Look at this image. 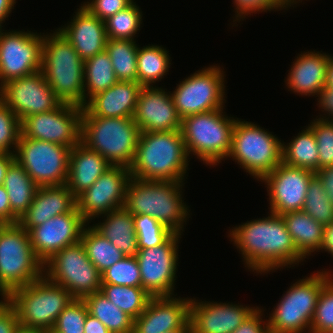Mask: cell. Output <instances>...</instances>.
Listing matches in <instances>:
<instances>
[{
    "label": "cell",
    "mask_w": 333,
    "mask_h": 333,
    "mask_svg": "<svg viewBox=\"0 0 333 333\" xmlns=\"http://www.w3.org/2000/svg\"><path fill=\"white\" fill-rule=\"evenodd\" d=\"M142 10L133 2L127 8L117 12L105 20V29L108 39L135 40L142 27Z\"/></svg>",
    "instance_id": "cell-39"
},
{
    "label": "cell",
    "mask_w": 333,
    "mask_h": 333,
    "mask_svg": "<svg viewBox=\"0 0 333 333\" xmlns=\"http://www.w3.org/2000/svg\"><path fill=\"white\" fill-rule=\"evenodd\" d=\"M138 249L153 248L166 243L175 233L147 214L133 215Z\"/></svg>",
    "instance_id": "cell-41"
},
{
    "label": "cell",
    "mask_w": 333,
    "mask_h": 333,
    "mask_svg": "<svg viewBox=\"0 0 333 333\" xmlns=\"http://www.w3.org/2000/svg\"><path fill=\"white\" fill-rule=\"evenodd\" d=\"M258 307L232 302H212L192 299L190 323L192 333H233Z\"/></svg>",
    "instance_id": "cell-22"
},
{
    "label": "cell",
    "mask_w": 333,
    "mask_h": 333,
    "mask_svg": "<svg viewBox=\"0 0 333 333\" xmlns=\"http://www.w3.org/2000/svg\"><path fill=\"white\" fill-rule=\"evenodd\" d=\"M232 228L228 237L239 249L245 267L254 274L264 275L305 261L281 215L270 212L268 217L252 219Z\"/></svg>",
    "instance_id": "cell-1"
},
{
    "label": "cell",
    "mask_w": 333,
    "mask_h": 333,
    "mask_svg": "<svg viewBox=\"0 0 333 333\" xmlns=\"http://www.w3.org/2000/svg\"><path fill=\"white\" fill-rule=\"evenodd\" d=\"M140 132L132 117L92 116L83 108L81 143L99 153L112 166L131 167Z\"/></svg>",
    "instance_id": "cell-5"
},
{
    "label": "cell",
    "mask_w": 333,
    "mask_h": 333,
    "mask_svg": "<svg viewBox=\"0 0 333 333\" xmlns=\"http://www.w3.org/2000/svg\"><path fill=\"white\" fill-rule=\"evenodd\" d=\"M20 136L21 120L0 99V153L15 154Z\"/></svg>",
    "instance_id": "cell-43"
},
{
    "label": "cell",
    "mask_w": 333,
    "mask_h": 333,
    "mask_svg": "<svg viewBox=\"0 0 333 333\" xmlns=\"http://www.w3.org/2000/svg\"><path fill=\"white\" fill-rule=\"evenodd\" d=\"M167 333H192V326L190 320L181 329L170 331Z\"/></svg>",
    "instance_id": "cell-59"
},
{
    "label": "cell",
    "mask_w": 333,
    "mask_h": 333,
    "mask_svg": "<svg viewBox=\"0 0 333 333\" xmlns=\"http://www.w3.org/2000/svg\"><path fill=\"white\" fill-rule=\"evenodd\" d=\"M158 86L141 87L133 119L141 132L181 130L171 91Z\"/></svg>",
    "instance_id": "cell-21"
},
{
    "label": "cell",
    "mask_w": 333,
    "mask_h": 333,
    "mask_svg": "<svg viewBox=\"0 0 333 333\" xmlns=\"http://www.w3.org/2000/svg\"><path fill=\"white\" fill-rule=\"evenodd\" d=\"M41 71L61 103L85 107L84 61L58 29L43 33Z\"/></svg>",
    "instance_id": "cell-4"
},
{
    "label": "cell",
    "mask_w": 333,
    "mask_h": 333,
    "mask_svg": "<svg viewBox=\"0 0 333 333\" xmlns=\"http://www.w3.org/2000/svg\"><path fill=\"white\" fill-rule=\"evenodd\" d=\"M141 87L138 82L118 81L93 96L84 109L92 116L133 117Z\"/></svg>",
    "instance_id": "cell-27"
},
{
    "label": "cell",
    "mask_w": 333,
    "mask_h": 333,
    "mask_svg": "<svg viewBox=\"0 0 333 333\" xmlns=\"http://www.w3.org/2000/svg\"><path fill=\"white\" fill-rule=\"evenodd\" d=\"M189 159L181 130L140 132L129 169L139 180L184 182Z\"/></svg>",
    "instance_id": "cell-2"
},
{
    "label": "cell",
    "mask_w": 333,
    "mask_h": 333,
    "mask_svg": "<svg viewBox=\"0 0 333 333\" xmlns=\"http://www.w3.org/2000/svg\"><path fill=\"white\" fill-rule=\"evenodd\" d=\"M75 206L76 198L66 184L39 187L18 223L29 232L50 218L70 212Z\"/></svg>",
    "instance_id": "cell-26"
},
{
    "label": "cell",
    "mask_w": 333,
    "mask_h": 333,
    "mask_svg": "<svg viewBox=\"0 0 333 333\" xmlns=\"http://www.w3.org/2000/svg\"><path fill=\"white\" fill-rule=\"evenodd\" d=\"M111 166L96 151L89 149L81 142L76 144L71 148L69 155L68 178L66 181L69 191L77 198Z\"/></svg>",
    "instance_id": "cell-28"
},
{
    "label": "cell",
    "mask_w": 333,
    "mask_h": 333,
    "mask_svg": "<svg viewBox=\"0 0 333 333\" xmlns=\"http://www.w3.org/2000/svg\"><path fill=\"white\" fill-rule=\"evenodd\" d=\"M82 115V107L61 103L52 111L24 118L21 135L73 148L81 142Z\"/></svg>",
    "instance_id": "cell-16"
},
{
    "label": "cell",
    "mask_w": 333,
    "mask_h": 333,
    "mask_svg": "<svg viewBox=\"0 0 333 333\" xmlns=\"http://www.w3.org/2000/svg\"><path fill=\"white\" fill-rule=\"evenodd\" d=\"M152 297L134 319L133 333H167L181 329L190 320L191 298Z\"/></svg>",
    "instance_id": "cell-23"
},
{
    "label": "cell",
    "mask_w": 333,
    "mask_h": 333,
    "mask_svg": "<svg viewBox=\"0 0 333 333\" xmlns=\"http://www.w3.org/2000/svg\"><path fill=\"white\" fill-rule=\"evenodd\" d=\"M321 333H333V330L332 331H324V332H321Z\"/></svg>",
    "instance_id": "cell-64"
},
{
    "label": "cell",
    "mask_w": 333,
    "mask_h": 333,
    "mask_svg": "<svg viewBox=\"0 0 333 333\" xmlns=\"http://www.w3.org/2000/svg\"><path fill=\"white\" fill-rule=\"evenodd\" d=\"M86 225L75 206L70 212L33 227L28 233L36 257L44 264L64 247L79 242Z\"/></svg>",
    "instance_id": "cell-20"
},
{
    "label": "cell",
    "mask_w": 333,
    "mask_h": 333,
    "mask_svg": "<svg viewBox=\"0 0 333 333\" xmlns=\"http://www.w3.org/2000/svg\"><path fill=\"white\" fill-rule=\"evenodd\" d=\"M183 182L144 181L131 178L124 207L132 215L147 214L175 234H183L189 207L183 200Z\"/></svg>",
    "instance_id": "cell-3"
},
{
    "label": "cell",
    "mask_w": 333,
    "mask_h": 333,
    "mask_svg": "<svg viewBox=\"0 0 333 333\" xmlns=\"http://www.w3.org/2000/svg\"><path fill=\"white\" fill-rule=\"evenodd\" d=\"M302 210L323 226L333 222V204L316 175L309 181Z\"/></svg>",
    "instance_id": "cell-40"
},
{
    "label": "cell",
    "mask_w": 333,
    "mask_h": 333,
    "mask_svg": "<svg viewBox=\"0 0 333 333\" xmlns=\"http://www.w3.org/2000/svg\"><path fill=\"white\" fill-rule=\"evenodd\" d=\"M0 99L21 121L27 116L52 111L61 104L41 70L1 86Z\"/></svg>",
    "instance_id": "cell-18"
},
{
    "label": "cell",
    "mask_w": 333,
    "mask_h": 333,
    "mask_svg": "<svg viewBox=\"0 0 333 333\" xmlns=\"http://www.w3.org/2000/svg\"><path fill=\"white\" fill-rule=\"evenodd\" d=\"M237 118L228 155L260 181L282 162V140L256 123Z\"/></svg>",
    "instance_id": "cell-9"
},
{
    "label": "cell",
    "mask_w": 333,
    "mask_h": 333,
    "mask_svg": "<svg viewBox=\"0 0 333 333\" xmlns=\"http://www.w3.org/2000/svg\"><path fill=\"white\" fill-rule=\"evenodd\" d=\"M316 138L319 152V170L333 166V120L315 118L308 124Z\"/></svg>",
    "instance_id": "cell-46"
},
{
    "label": "cell",
    "mask_w": 333,
    "mask_h": 333,
    "mask_svg": "<svg viewBox=\"0 0 333 333\" xmlns=\"http://www.w3.org/2000/svg\"><path fill=\"white\" fill-rule=\"evenodd\" d=\"M101 283L142 287L140 267L135 256H125L101 273Z\"/></svg>",
    "instance_id": "cell-42"
},
{
    "label": "cell",
    "mask_w": 333,
    "mask_h": 333,
    "mask_svg": "<svg viewBox=\"0 0 333 333\" xmlns=\"http://www.w3.org/2000/svg\"><path fill=\"white\" fill-rule=\"evenodd\" d=\"M3 186L9 197L12 224H17L27 212L39 186L16 160L9 165Z\"/></svg>",
    "instance_id": "cell-31"
},
{
    "label": "cell",
    "mask_w": 333,
    "mask_h": 333,
    "mask_svg": "<svg viewBox=\"0 0 333 333\" xmlns=\"http://www.w3.org/2000/svg\"><path fill=\"white\" fill-rule=\"evenodd\" d=\"M16 2V0H0V29L4 27L2 24L8 19Z\"/></svg>",
    "instance_id": "cell-56"
},
{
    "label": "cell",
    "mask_w": 333,
    "mask_h": 333,
    "mask_svg": "<svg viewBox=\"0 0 333 333\" xmlns=\"http://www.w3.org/2000/svg\"><path fill=\"white\" fill-rule=\"evenodd\" d=\"M43 275L65 288L74 299H84L101 288V273L89 260L81 240L47 260L43 264Z\"/></svg>",
    "instance_id": "cell-11"
},
{
    "label": "cell",
    "mask_w": 333,
    "mask_h": 333,
    "mask_svg": "<svg viewBox=\"0 0 333 333\" xmlns=\"http://www.w3.org/2000/svg\"><path fill=\"white\" fill-rule=\"evenodd\" d=\"M43 276V263L36 257L28 231L19 223L7 224L0 233V296Z\"/></svg>",
    "instance_id": "cell-10"
},
{
    "label": "cell",
    "mask_w": 333,
    "mask_h": 333,
    "mask_svg": "<svg viewBox=\"0 0 333 333\" xmlns=\"http://www.w3.org/2000/svg\"><path fill=\"white\" fill-rule=\"evenodd\" d=\"M5 299L14 308L20 328L50 330L59 314L73 301L70 292L44 275L11 291Z\"/></svg>",
    "instance_id": "cell-6"
},
{
    "label": "cell",
    "mask_w": 333,
    "mask_h": 333,
    "mask_svg": "<svg viewBox=\"0 0 333 333\" xmlns=\"http://www.w3.org/2000/svg\"><path fill=\"white\" fill-rule=\"evenodd\" d=\"M118 82L109 54L105 51L84 61L85 105L96 94Z\"/></svg>",
    "instance_id": "cell-35"
},
{
    "label": "cell",
    "mask_w": 333,
    "mask_h": 333,
    "mask_svg": "<svg viewBox=\"0 0 333 333\" xmlns=\"http://www.w3.org/2000/svg\"><path fill=\"white\" fill-rule=\"evenodd\" d=\"M40 333H56V332L53 331L52 329H50V330H43V331H40Z\"/></svg>",
    "instance_id": "cell-63"
},
{
    "label": "cell",
    "mask_w": 333,
    "mask_h": 333,
    "mask_svg": "<svg viewBox=\"0 0 333 333\" xmlns=\"http://www.w3.org/2000/svg\"><path fill=\"white\" fill-rule=\"evenodd\" d=\"M313 171L281 162L260 181L267 187L269 211L277 215L302 210Z\"/></svg>",
    "instance_id": "cell-19"
},
{
    "label": "cell",
    "mask_w": 333,
    "mask_h": 333,
    "mask_svg": "<svg viewBox=\"0 0 333 333\" xmlns=\"http://www.w3.org/2000/svg\"><path fill=\"white\" fill-rule=\"evenodd\" d=\"M100 292L133 319L137 318L145 310L152 298L142 287L108 283H101Z\"/></svg>",
    "instance_id": "cell-38"
},
{
    "label": "cell",
    "mask_w": 333,
    "mask_h": 333,
    "mask_svg": "<svg viewBox=\"0 0 333 333\" xmlns=\"http://www.w3.org/2000/svg\"><path fill=\"white\" fill-rule=\"evenodd\" d=\"M84 333H112L107 327L99 321L96 317L87 313L84 323Z\"/></svg>",
    "instance_id": "cell-54"
},
{
    "label": "cell",
    "mask_w": 333,
    "mask_h": 333,
    "mask_svg": "<svg viewBox=\"0 0 333 333\" xmlns=\"http://www.w3.org/2000/svg\"><path fill=\"white\" fill-rule=\"evenodd\" d=\"M219 65L202 68L186 77L171 92L181 119L225 106V74Z\"/></svg>",
    "instance_id": "cell-12"
},
{
    "label": "cell",
    "mask_w": 333,
    "mask_h": 333,
    "mask_svg": "<svg viewBox=\"0 0 333 333\" xmlns=\"http://www.w3.org/2000/svg\"><path fill=\"white\" fill-rule=\"evenodd\" d=\"M6 225H7L6 223L0 221V233H1L2 229H3Z\"/></svg>",
    "instance_id": "cell-62"
},
{
    "label": "cell",
    "mask_w": 333,
    "mask_h": 333,
    "mask_svg": "<svg viewBox=\"0 0 333 333\" xmlns=\"http://www.w3.org/2000/svg\"><path fill=\"white\" fill-rule=\"evenodd\" d=\"M71 148L20 136L15 160L39 186H59L68 178Z\"/></svg>",
    "instance_id": "cell-13"
},
{
    "label": "cell",
    "mask_w": 333,
    "mask_h": 333,
    "mask_svg": "<svg viewBox=\"0 0 333 333\" xmlns=\"http://www.w3.org/2000/svg\"><path fill=\"white\" fill-rule=\"evenodd\" d=\"M67 25L57 28L70 41L83 61L105 51L107 33L105 22L79 6Z\"/></svg>",
    "instance_id": "cell-24"
},
{
    "label": "cell",
    "mask_w": 333,
    "mask_h": 333,
    "mask_svg": "<svg viewBox=\"0 0 333 333\" xmlns=\"http://www.w3.org/2000/svg\"><path fill=\"white\" fill-rule=\"evenodd\" d=\"M264 311L258 307L233 333H270L267 319L263 320Z\"/></svg>",
    "instance_id": "cell-50"
},
{
    "label": "cell",
    "mask_w": 333,
    "mask_h": 333,
    "mask_svg": "<svg viewBox=\"0 0 333 333\" xmlns=\"http://www.w3.org/2000/svg\"><path fill=\"white\" fill-rule=\"evenodd\" d=\"M138 47L135 40H107L105 50L109 54L118 81L137 82Z\"/></svg>",
    "instance_id": "cell-36"
},
{
    "label": "cell",
    "mask_w": 333,
    "mask_h": 333,
    "mask_svg": "<svg viewBox=\"0 0 333 333\" xmlns=\"http://www.w3.org/2000/svg\"><path fill=\"white\" fill-rule=\"evenodd\" d=\"M81 242L89 260L100 273L126 256L89 224L82 231Z\"/></svg>",
    "instance_id": "cell-37"
},
{
    "label": "cell",
    "mask_w": 333,
    "mask_h": 333,
    "mask_svg": "<svg viewBox=\"0 0 333 333\" xmlns=\"http://www.w3.org/2000/svg\"><path fill=\"white\" fill-rule=\"evenodd\" d=\"M81 4L102 21L131 5L134 0H89Z\"/></svg>",
    "instance_id": "cell-48"
},
{
    "label": "cell",
    "mask_w": 333,
    "mask_h": 333,
    "mask_svg": "<svg viewBox=\"0 0 333 333\" xmlns=\"http://www.w3.org/2000/svg\"><path fill=\"white\" fill-rule=\"evenodd\" d=\"M320 250L331 254L333 257V222L324 226L323 242Z\"/></svg>",
    "instance_id": "cell-55"
},
{
    "label": "cell",
    "mask_w": 333,
    "mask_h": 333,
    "mask_svg": "<svg viewBox=\"0 0 333 333\" xmlns=\"http://www.w3.org/2000/svg\"><path fill=\"white\" fill-rule=\"evenodd\" d=\"M235 18L233 17L234 24L246 18V16L253 15L258 12L280 11L287 9L291 5L286 0H234ZM252 13V14H251Z\"/></svg>",
    "instance_id": "cell-47"
},
{
    "label": "cell",
    "mask_w": 333,
    "mask_h": 333,
    "mask_svg": "<svg viewBox=\"0 0 333 333\" xmlns=\"http://www.w3.org/2000/svg\"><path fill=\"white\" fill-rule=\"evenodd\" d=\"M16 333H40V332L36 330L19 328Z\"/></svg>",
    "instance_id": "cell-60"
},
{
    "label": "cell",
    "mask_w": 333,
    "mask_h": 333,
    "mask_svg": "<svg viewBox=\"0 0 333 333\" xmlns=\"http://www.w3.org/2000/svg\"><path fill=\"white\" fill-rule=\"evenodd\" d=\"M14 160V154L0 153V185H3L8 167Z\"/></svg>",
    "instance_id": "cell-57"
},
{
    "label": "cell",
    "mask_w": 333,
    "mask_h": 333,
    "mask_svg": "<svg viewBox=\"0 0 333 333\" xmlns=\"http://www.w3.org/2000/svg\"><path fill=\"white\" fill-rule=\"evenodd\" d=\"M316 98L318 101L317 105L319 109H322L323 115L320 114V119H333V88L324 87ZM327 113V114H326Z\"/></svg>",
    "instance_id": "cell-51"
},
{
    "label": "cell",
    "mask_w": 333,
    "mask_h": 333,
    "mask_svg": "<svg viewBox=\"0 0 333 333\" xmlns=\"http://www.w3.org/2000/svg\"><path fill=\"white\" fill-rule=\"evenodd\" d=\"M223 109L225 107L190 115L181 122L188 156L194 155L210 167L227 159L231 150L232 132L237 118L227 116Z\"/></svg>",
    "instance_id": "cell-7"
},
{
    "label": "cell",
    "mask_w": 333,
    "mask_h": 333,
    "mask_svg": "<svg viewBox=\"0 0 333 333\" xmlns=\"http://www.w3.org/2000/svg\"><path fill=\"white\" fill-rule=\"evenodd\" d=\"M130 169L111 166L97 181L76 198V207L83 220L89 224L95 217L124 207Z\"/></svg>",
    "instance_id": "cell-17"
},
{
    "label": "cell",
    "mask_w": 333,
    "mask_h": 333,
    "mask_svg": "<svg viewBox=\"0 0 333 333\" xmlns=\"http://www.w3.org/2000/svg\"><path fill=\"white\" fill-rule=\"evenodd\" d=\"M328 269L313 272L290 285L269 314L270 333H310L311 321L323 286L333 277Z\"/></svg>",
    "instance_id": "cell-8"
},
{
    "label": "cell",
    "mask_w": 333,
    "mask_h": 333,
    "mask_svg": "<svg viewBox=\"0 0 333 333\" xmlns=\"http://www.w3.org/2000/svg\"><path fill=\"white\" fill-rule=\"evenodd\" d=\"M333 330V277L323 286L311 321L310 333Z\"/></svg>",
    "instance_id": "cell-45"
},
{
    "label": "cell",
    "mask_w": 333,
    "mask_h": 333,
    "mask_svg": "<svg viewBox=\"0 0 333 333\" xmlns=\"http://www.w3.org/2000/svg\"><path fill=\"white\" fill-rule=\"evenodd\" d=\"M291 6H293V5H295V4H297L298 3V5H299V3L300 2H302L303 0H286Z\"/></svg>",
    "instance_id": "cell-61"
},
{
    "label": "cell",
    "mask_w": 333,
    "mask_h": 333,
    "mask_svg": "<svg viewBox=\"0 0 333 333\" xmlns=\"http://www.w3.org/2000/svg\"><path fill=\"white\" fill-rule=\"evenodd\" d=\"M325 86L333 88V56L330 54V59L326 69Z\"/></svg>",
    "instance_id": "cell-58"
},
{
    "label": "cell",
    "mask_w": 333,
    "mask_h": 333,
    "mask_svg": "<svg viewBox=\"0 0 333 333\" xmlns=\"http://www.w3.org/2000/svg\"><path fill=\"white\" fill-rule=\"evenodd\" d=\"M281 216L295 247L304 258H309L315 251L319 252L324 233L322 224L303 210L288 212Z\"/></svg>",
    "instance_id": "cell-30"
},
{
    "label": "cell",
    "mask_w": 333,
    "mask_h": 333,
    "mask_svg": "<svg viewBox=\"0 0 333 333\" xmlns=\"http://www.w3.org/2000/svg\"><path fill=\"white\" fill-rule=\"evenodd\" d=\"M88 313L101 321L112 333H133L134 319L108 300L100 291L83 299Z\"/></svg>",
    "instance_id": "cell-34"
},
{
    "label": "cell",
    "mask_w": 333,
    "mask_h": 333,
    "mask_svg": "<svg viewBox=\"0 0 333 333\" xmlns=\"http://www.w3.org/2000/svg\"><path fill=\"white\" fill-rule=\"evenodd\" d=\"M282 162L294 167L319 170V152L312 128L308 125L290 142L282 141Z\"/></svg>",
    "instance_id": "cell-32"
},
{
    "label": "cell",
    "mask_w": 333,
    "mask_h": 333,
    "mask_svg": "<svg viewBox=\"0 0 333 333\" xmlns=\"http://www.w3.org/2000/svg\"><path fill=\"white\" fill-rule=\"evenodd\" d=\"M6 31L0 29V87L42 69L43 35L28 30Z\"/></svg>",
    "instance_id": "cell-14"
},
{
    "label": "cell",
    "mask_w": 333,
    "mask_h": 333,
    "mask_svg": "<svg viewBox=\"0 0 333 333\" xmlns=\"http://www.w3.org/2000/svg\"><path fill=\"white\" fill-rule=\"evenodd\" d=\"M315 175L321 181L324 190L327 192V196L330 202L333 204V166L324 167L317 172Z\"/></svg>",
    "instance_id": "cell-52"
},
{
    "label": "cell",
    "mask_w": 333,
    "mask_h": 333,
    "mask_svg": "<svg viewBox=\"0 0 333 333\" xmlns=\"http://www.w3.org/2000/svg\"><path fill=\"white\" fill-rule=\"evenodd\" d=\"M0 300V333H16L20 328L14 308L5 298Z\"/></svg>",
    "instance_id": "cell-49"
},
{
    "label": "cell",
    "mask_w": 333,
    "mask_h": 333,
    "mask_svg": "<svg viewBox=\"0 0 333 333\" xmlns=\"http://www.w3.org/2000/svg\"><path fill=\"white\" fill-rule=\"evenodd\" d=\"M0 221L12 224V210L5 187L0 185Z\"/></svg>",
    "instance_id": "cell-53"
},
{
    "label": "cell",
    "mask_w": 333,
    "mask_h": 333,
    "mask_svg": "<svg viewBox=\"0 0 333 333\" xmlns=\"http://www.w3.org/2000/svg\"><path fill=\"white\" fill-rule=\"evenodd\" d=\"M169 51L158 45L138 47L137 82L142 87H151L161 81L170 68Z\"/></svg>",
    "instance_id": "cell-33"
},
{
    "label": "cell",
    "mask_w": 333,
    "mask_h": 333,
    "mask_svg": "<svg viewBox=\"0 0 333 333\" xmlns=\"http://www.w3.org/2000/svg\"><path fill=\"white\" fill-rule=\"evenodd\" d=\"M329 59L330 54L315 50L298 53L284 81L288 91L316 98L325 87Z\"/></svg>",
    "instance_id": "cell-25"
},
{
    "label": "cell",
    "mask_w": 333,
    "mask_h": 333,
    "mask_svg": "<svg viewBox=\"0 0 333 333\" xmlns=\"http://www.w3.org/2000/svg\"><path fill=\"white\" fill-rule=\"evenodd\" d=\"M101 217L103 221L92 224V227L118 247L124 255L135 256L138 251V239L133 215L125 207H122L97 219Z\"/></svg>",
    "instance_id": "cell-29"
},
{
    "label": "cell",
    "mask_w": 333,
    "mask_h": 333,
    "mask_svg": "<svg viewBox=\"0 0 333 333\" xmlns=\"http://www.w3.org/2000/svg\"><path fill=\"white\" fill-rule=\"evenodd\" d=\"M88 309L83 299H73L59 314L52 330L56 333H84Z\"/></svg>",
    "instance_id": "cell-44"
},
{
    "label": "cell",
    "mask_w": 333,
    "mask_h": 333,
    "mask_svg": "<svg viewBox=\"0 0 333 333\" xmlns=\"http://www.w3.org/2000/svg\"><path fill=\"white\" fill-rule=\"evenodd\" d=\"M182 234H174L166 243L138 249L142 288L151 297L174 296L178 265V247Z\"/></svg>",
    "instance_id": "cell-15"
}]
</instances>
